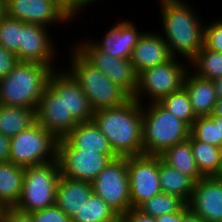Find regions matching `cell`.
Wrapping results in <instances>:
<instances>
[{
  "label": "cell",
  "mask_w": 222,
  "mask_h": 222,
  "mask_svg": "<svg viewBox=\"0 0 222 222\" xmlns=\"http://www.w3.org/2000/svg\"><path fill=\"white\" fill-rule=\"evenodd\" d=\"M161 15L162 37L172 57L190 62L203 48L202 17L187 0H157ZM197 12V14H196ZM179 54V55H178Z\"/></svg>",
  "instance_id": "1"
},
{
  "label": "cell",
  "mask_w": 222,
  "mask_h": 222,
  "mask_svg": "<svg viewBox=\"0 0 222 222\" xmlns=\"http://www.w3.org/2000/svg\"><path fill=\"white\" fill-rule=\"evenodd\" d=\"M93 121L118 157L144 154L142 105L134 98L118 107L94 111Z\"/></svg>",
  "instance_id": "2"
},
{
  "label": "cell",
  "mask_w": 222,
  "mask_h": 222,
  "mask_svg": "<svg viewBox=\"0 0 222 222\" xmlns=\"http://www.w3.org/2000/svg\"><path fill=\"white\" fill-rule=\"evenodd\" d=\"M54 70L35 62H18L14 69L0 79V103L32 108L37 105Z\"/></svg>",
  "instance_id": "3"
},
{
  "label": "cell",
  "mask_w": 222,
  "mask_h": 222,
  "mask_svg": "<svg viewBox=\"0 0 222 222\" xmlns=\"http://www.w3.org/2000/svg\"><path fill=\"white\" fill-rule=\"evenodd\" d=\"M143 150L160 156L168 148L189 139L190 127L159 102L142 104Z\"/></svg>",
  "instance_id": "4"
},
{
  "label": "cell",
  "mask_w": 222,
  "mask_h": 222,
  "mask_svg": "<svg viewBox=\"0 0 222 222\" xmlns=\"http://www.w3.org/2000/svg\"><path fill=\"white\" fill-rule=\"evenodd\" d=\"M72 49L68 59L70 64L68 68L65 66V69L79 83L94 111L118 107L131 98L73 46Z\"/></svg>",
  "instance_id": "5"
},
{
  "label": "cell",
  "mask_w": 222,
  "mask_h": 222,
  "mask_svg": "<svg viewBox=\"0 0 222 222\" xmlns=\"http://www.w3.org/2000/svg\"><path fill=\"white\" fill-rule=\"evenodd\" d=\"M60 176L58 159L26 167L22 193L15 208L32 213L55 205Z\"/></svg>",
  "instance_id": "6"
},
{
  "label": "cell",
  "mask_w": 222,
  "mask_h": 222,
  "mask_svg": "<svg viewBox=\"0 0 222 222\" xmlns=\"http://www.w3.org/2000/svg\"><path fill=\"white\" fill-rule=\"evenodd\" d=\"M58 139L39 123L10 138L9 161L24 168L57 159Z\"/></svg>",
  "instance_id": "7"
},
{
  "label": "cell",
  "mask_w": 222,
  "mask_h": 222,
  "mask_svg": "<svg viewBox=\"0 0 222 222\" xmlns=\"http://www.w3.org/2000/svg\"><path fill=\"white\" fill-rule=\"evenodd\" d=\"M172 57L167 62L146 69L138 76V88L134 99L141 105L144 97L149 102H160L166 95L172 94L183 87L189 66L183 60Z\"/></svg>",
  "instance_id": "8"
},
{
  "label": "cell",
  "mask_w": 222,
  "mask_h": 222,
  "mask_svg": "<svg viewBox=\"0 0 222 222\" xmlns=\"http://www.w3.org/2000/svg\"><path fill=\"white\" fill-rule=\"evenodd\" d=\"M117 155L76 149L65 137L58 139L57 159L61 176L92 183Z\"/></svg>",
  "instance_id": "9"
},
{
  "label": "cell",
  "mask_w": 222,
  "mask_h": 222,
  "mask_svg": "<svg viewBox=\"0 0 222 222\" xmlns=\"http://www.w3.org/2000/svg\"><path fill=\"white\" fill-rule=\"evenodd\" d=\"M93 193L121 218L131 209L127 157L113 159L92 182Z\"/></svg>",
  "instance_id": "10"
},
{
  "label": "cell",
  "mask_w": 222,
  "mask_h": 222,
  "mask_svg": "<svg viewBox=\"0 0 222 222\" xmlns=\"http://www.w3.org/2000/svg\"><path fill=\"white\" fill-rule=\"evenodd\" d=\"M73 47L94 67L101 70L114 84L131 98L138 88V73L129 59L113 57L98 49L90 39L73 43Z\"/></svg>",
  "instance_id": "11"
},
{
  "label": "cell",
  "mask_w": 222,
  "mask_h": 222,
  "mask_svg": "<svg viewBox=\"0 0 222 222\" xmlns=\"http://www.w3.org/2000/svg\"><path fill=\"white\" fill-rule=\"evenodd\" d=\"M131 208L162 192L159 180V156L138 155L127 157Z\"/></svg>",
  "instance_id": "12"
},
{
  "label": "cell",
  "mask_w": 222,
  "mask_h": 222,
  "mask_svg": "<svg viewBox=\"0 0 222 222\" xmlns=\"http://www.w3.org/2000/svg\"><path fill=\"white\" fill-rule=\"evenodd\" d=\"M35 115L36 122L57 139L64 138L79 123L66 113L65 93L50 78Z\"/></svg>",
  "instance_id": "13"
},
{
  "label": "cell",
  "mask_w": 222,
  "mask_h": 222,
  "mask_svg": "<svg viewBox=\"0 0 222 222\" xmlns=\"http://www.w3.org/2000/svg\"><path fill=\"white\" fill-rule=\"evenodd\" d=\"M40 24L21 21V45L19 46V62H35L50 66L57 70V46L52 40L51 32ZM56 48V49H55Z\"/></svg>",
  "instance_id": "14"
},
{
  "label": "cell",
  "mask_w": 222,
  "mask_h": 222,
  "mask_svg": "<svg viewBox=\"0 0 222 222\" xmlns=\"http://www.w3.org/2000/svg\"><path fill=\"white\" fill-rule=\"evenodd\" d=\"M6 8L11 18L48 28L72 21L56 0H6Z\"/></svg>",
  "instance_id": "15"
},
{
  "label": "cell",
  "mask_w": 222,
  "mask_h": 222,
  "mask_svg": "<svg viewBox=\"0 0 222 222\" xmlns=\"http://www.w3.org/2000/svg\"><path fill=\"white\" fill-rule=\"evenodd\" d=\"M187 205L206 222H222V178L203 177L195 182Z\"/></svg>",
  "instance_id": "16"
},
{
  "label": "cell",
  "mask_w": 222,
  "mask_h": 222,
  "mask_svg": "<svg viewBox=\"0 0 222 222\" xmlns=\"http://www.w3.org/2000/svg\"><path fill=\"white\" fill-rule=\"evenodd\" d=\"M125 19L119 23H114L112 27L106 29L101 40H90L98 49L105 53L122 59H130L134 46L138 43L144 33L138 31L136 24Z\"/></svg>",
  "instance_id": "17"
},
{
  "label": "cell",
  "mask_w": 222,
  "mask_h": 222,
  "mask_svg": "<svg viewBox=\"0 0 222 222\" xmlns=\"http://www.w3.org/2000/svg\"><path fill=\"white\" fill-rule=\"evenodd\" d=\"M64 93L66 113L79 123L93 120L94 110L79 83L62 67L54 70L49 77Z\"/></svg>",
  "instance_id": "18"
},
{
  "label": "cell",
  "mask_w": 222,
  "mask_h": 222,
  "mask_svg": "<svg viewBox=\"0 0 222 222\" xmlns=\"http://www.w3.org/2000/svg\"><path fill=\"white\" fill-rule=\"evenodd\" d=\"M171 58L172 55L162 35L150 30L144 31L138 43L134 46L129 60L139 75L146 69L163 64Z\"/></svg>",
  "instance_id": "19"
},
{
  "label": "cell",
  "mask_w": 222,
  "mask_h": 222,
  "mask_svg": "<svg viewBox=\"0 0 222 222\" xmlns=\"http://www.w3.org/2000/svg\"><path fill=\"white\" fill-rule=\"evenodd\" d=\"M93 194L92 183L60 176L55 204L72 217Z\"/></svg>",
  "instance_id": "20"
},
{
  "label": "cell",
  "mask_w": 222,
  "mask_h": 222,
  "mask_svg": "<svg viewBox=\"0 0 222 222\" xmlns=\"http://www.w3.org/2000/svg\"><path fill=\"white\" fill-rule=\"evenodd\" d=\"M190 71L186 73L183 87L189 94L195 115L197 117L210 116L218 100L214 82Z\"/></svg>",
  "instance_id": "21"
},
{
  "label": "cell",
  "mask_w": 222,
  "mask_h": 222,
  "mask_svg": "<svg viewBox=\"0 0 222 222\" xmlns=\"http://www.w3.org/2000/svg\"><path fill=\"white\" fill-rule=\"evenodd\" d=\"M65 138L76 149L99 151L103 155H116L109 141L93 120L78 123Z\"/></svg>",
  "instance_id": "22"
},
{
  "label": "cell",
  "mask_w": 222,
  "mask_h": 222,
  "mask_svg": "<svg viewBox=\"0 0 222 222\" xmlns=\"http://www.w3.org/2000/svg\"><path fill=\"white\" fill-rule=\"evenodd\" d=\"M25 168L13 162H0V208L15 207L20 199Z\"/></svg>",
  "instance_id": "23"
},
{
  "label": "cell",
  "mask_w": 222,
  "mask_h": 222,
  "mask_svg": "<svg viewBox=\"0 0 222 222\" xmlns=\"http://www.w3.org/2000/svg\"><path fill=\"white\" fill-rule=\"evenodd\" d=\"M159 180L162 193L176 195L186 204L193 194L194 181L165 163L159 156Z\"/></svg>",
  "instance_id": "24"
},
{
  "label": "cell",
  "mask_w": 222,
  "mask_h": 222,
  "mask_svg": "<svg viewBox=\"0 0 222 222\" xmlns=\"http://www.w3.org/2000/svg\"><path fill=\"white\" fill-rule=\"evenodd\" d=\"M35 122V110L32 108L0 105V134L11 138Z\"/></svg>",
  "instance_id": "25"
},
{
  "label": "cell",
  "mask_w": 222,
  "mask_h": 222,
  "mask_svg": "<svg viewBox=\"0 0 222 222\" xmlns=\"http://www.w3.org/2000/svg\"><path fill=\"white\" fill-rule=\"evenodd\" d=\"M160 156L165 163L179 170L182 174L187 175L194 182L203 178L198 170L192 152V145L188 139L171 146Z\"/></svg>",
  "instance_id": "26"
},
{
  "label": "cell",
  "mask_w": 222,
  "mask_h": 222,
  "mask_svg": "<svg viewBox=\"0 0 222 222\" xmlns=\"http://www.w3.org/2000/svg\"><path fill=\"white\" fill-rule=\"evenodd\" d=\"M71 220L72 222H121V217L93 193Z\"/></svg>",
  "instance_id": "27"
},
{
  "label": "cell",
  "mask_w": 222,
  "mask_h": 222,
  "mask_svg": "<svg viewBox=\"0 0 222 222\" xmlns=\"http://www.w3.org/2000/svg\"><path fill=\"white\" fill-rule=\"evenodd\" d=\"M198 170L203 177H218L220 172V148L194 139H188Z\"/></svg>",
  "instance_id": "28"
},
{
  "label": "cell",
  "mask_w": 222,
  "mask_h": 222,
  "mask_svg": "<svg viewBox=\"0 0 222 222\" xmlns=\"http://www.w3.org/2000/svg\"><path fill=\"white\" fill-rule=\"evenodd\" d=\"M193 73L197 76L215 80L222 77V53L202 48L197 55L188 63Z\"/></svg>",
  "instance_id": "29"
},
{
  "label": "cell",
  "mask_w": 222,
  "mask_h": 222,
  "mask_svg": "<svg viewBox=\"0 0 222 222\" xmlns=\"http://www.w3.org/2000/svg\"><path fill=\"white\" fill-rule=\"evenodd\" d=\"M187 204L178 196L160 193L141 203L137 209L154 218L180 212Z\"/></svg>",
  "instance_id": "30"
},
{
  "label": "cell",
  "mask_w": 222,
  "mask_h": 222,
  "mask_svg": "<svg viewBox=\"0 0 222 222\" xmlns=\"http://www.w3.org/2000/svg\"><path fill=\"white\" fill-rule=\"evenodd\" d=\"M159 103L175 117L184 121L189 127L197 118L191 105L189 94L184 87L172 94L166 95Z\"/></svg>",
  "instance_id": "31"
},
{
  "label": "cell",
  "mask_w": 222,
  "mask_h": 222,
  "mask_svg": "<svg viewBox=\"0 0 222 222\" xmlns=\"http://www.w3.org/2000/svg\"><path fill=\"white\" fill-rule=\"evenodd\" d=\"M190 135L198 141L219 147L217 116L197 117L190 127Z\"/></svg>",
  "instance_id": "32"
},
{
  "label": "cell",
  "mask_w": 222,
  "mask_h": 222,
  "mask_svg": "<svg viewBox=\"0 0 222 222\" xmlns=\"http://www.w3.org/2000/svg\"><path fill=\"white\" fill-rule=\"evenodd\" d=\"M0 44L8 51L17 55L19 60V46L21 45V21L5 16L0 20Z\"/></svg>",
  "instance_id": "33"
},
{
  "label": "cell",
  "mask_w": 222,
  "mask_h": 222,
  "mask_svg": "<svg viewBox=\"0 0 222 222\" xmlns=\"http://www.w3.org/2000/svg\"><path fill=\"white\" fill-rule=\"evenodd\" d=\"M207 24H204L203 47L222 53V20L213 19Z\"/></svg>",
  "instance_id": "34"
},
{
  "label": "cell",
  "mask_w": 222,
  "mask_h": 222,
  "mask_svg": "<svg viewBox=\"0 0 222 222\" xmlns=\"http://www.w3.org/2000/svg\"><path fill=\"white\" fill-rule=\"evenodd\" d=\"M34 222H72L56 204L42 210L32 212Z\"/></svg>",
  "instance_id": "35"
},
{
  "label": "cell",
  "mask_w": 222,
  "mask_h": 222,
  "mask_svg": "<svg viewBox=\"0 0 222 222\" xmlns=\"http://www.w3.org/2000/svg\"><path fill=\"white\" fill-rule=\"evenodd\" d=\"M17 55L11 51L6 50L0 44V79L7 76L14 67L18 64Z\"/></svg>",
  "instance_id": "36"
},
{
  "label": "cell",
  "mask_w": 222,
  "mask_h": 222,
  "mask_svg": "<svg viewBox=\"0 0 222 222\" xmlns=\"http://www.w3.org/2000/svg\"><path fill=\"white\" fill-rule=\"evenodd\" d=\"M3 222H34L32 213H27L15 207L3 208L1 210Z\"/></svg>",
  "instance_id": "37"
},
{
  "label": "cell",
  "mask_w": 222,
  "mask_h": 222,
  "mask_svg": "<svg viewBox=\"0 0 222 222\" xmlns=\"http://www.w3.org/2000/svg\"><path fill=\"white\" fill-rule=\"evenodd\" d=\"M56 2L72 20L86 9V0H56Z\"/></svg>",
  "instance_id": "38"
},
{
  "label": "cell",
  "mask_w": 222,
  "mask_h": 222,
  "mask_svg": "<svg viewBox=\"0 0 222 222\" xmlns=\"http://www.w3.org/2000/svg\"><path fill=\"white\" fill-rule=\"evenodd\" d=\"M121 222H156L150 215L144 214L137 208H131L122 218Z\"/></svg>",
  "instance_id": "39"
},
{
  "label": "cell",
  "mask_w": 222,
  "mask_h": 222,
  "mask_svg": "<svg viewBox=\"0 0 222 222\" xmlns=\"http://www.w3.org/2000/svg\"><path fill=\"white\" fill-rule=\"evenodd\" d=\"M10 157V137L0 134V162H8Z\"/></svg>",
  "instance_id": "40"
},
{
  "label": "cell",
  "mask_w": 222,
  "mask_h": 222,
  "mask_svg": "<svg viewBox=\"0 0 222 222\" xmlns=\"http://www.w3.org/2000/svg\"><path fill=\"white\" fill-rule=\"evenodd\" d=\"M155 219L156 222H184V208L180 212L165 214Z\"/></svg>",
  "instance_id": "41"
},
{
  "label": "cell",
  "mask_w": 222,
  "mask_h": 222,
  "mask_svg": "<svg viewBox=\"0 0 222 222\" xmlns=\"http://www.w3.org/2000/svg\"><path fill=\"white\" fill-rule=\"evenodd\" d=\"M184 222H206L200 216L194 214L188 205L184 207Z\"/></svg>",
  "instance_id": "42"
},
{
  "label": "cell",
  "mask_w": 222,
  "mask_h": 222,
  "mask_svg": "<svg viewBox=\"0 0 222 222\" xmlns=\"http://www.w3.org/2000/svg\"><path fill=\"white\" fill-rule=\"evenodd\" d=\"M218 99H222V77L213 80Z\"/></svg>",
  "instance_id": "43"
},
{
  "label": "cell",
  "mask_w": 222,
  "mask_h": 222,
  "mask_svg": "<svg viewBox=\"0 0 222 222\" xmlns=\"http://www.w3.org/2000/svg\"><path fill=\"white\" fill-rule=\"evenodd\" d=\"M211 115L222 117V99L216 101Z\"/></svg>",
  "instance_id": "44"
},
{
  "label": "cell",
  "mask_w": 222,
  "mask_h": 222,
  "mask_svg": "<svg viewBox=\"0 0 222 222\" xmlns=\"http://www.w3.org/2000/svg\"><path fill=\"white\" fill-rule=\"evenodd\" d=\"M217 132L219 139V148L222 147V117L217 116Z\"/></svg>",
  "instance_id": "45"
},
{
  "label": "cell",
  "mask_w": 222,
  "mask_h": 222,
  "mask_svg": "<svg viewBox=\"0 0 222 222\" xmlns=\"http://www.w3.org/2000/svg\"><path fill=\"white\" fill-rule=\"evenodd\" d=\"M7 15L6 0H0V20Z\"/></svg>",
  "instance_id": "46"
},
{
  "label": "cell",
  "mask_w": 222,
  "mask_h": 222,
  "mask_svg": "<svg viewBox=\"0 0 222 222\" xmlns=\"http://www.w3.org/2000/svg\"><path fill=\"white\" fill-rule=\"evenodd\" d=\"M219 178H222V147L220 148V172L218 174Z\"/></svg>",
  "instance_id": "47"
},
{
  "label": "cell",
  "mask_w": 222,
  "mask_h": 222,
  "mask_svg": "<svg viewBox=\"0 0 222 222\" xmlns=\"http://www.w3.org/2000/svg\"><path fill=\"white\" fill-rule=\"evenodd\" d=\"M97 1H99V0H86V7L89 5H93V2L95 3V2H97ZM101 1V0H100ZM104 1V0H103Z\"/></svg>",
  "instance_id": "48"
},
{
  "label": "cell",
  "mask_w": 222,
  "mask_h": 222,
  "mask_svg": "<svg viewBox=\"0 0 222 222\" xmlns=\"http://www.w3.org/2000/svg\"><path fill=\"white\" fill-rule=\"evenodd\" d=\"M0 222H3L2 214H0Z\"/></svg>",
  "instance_id": "49"
}]
</instances>
